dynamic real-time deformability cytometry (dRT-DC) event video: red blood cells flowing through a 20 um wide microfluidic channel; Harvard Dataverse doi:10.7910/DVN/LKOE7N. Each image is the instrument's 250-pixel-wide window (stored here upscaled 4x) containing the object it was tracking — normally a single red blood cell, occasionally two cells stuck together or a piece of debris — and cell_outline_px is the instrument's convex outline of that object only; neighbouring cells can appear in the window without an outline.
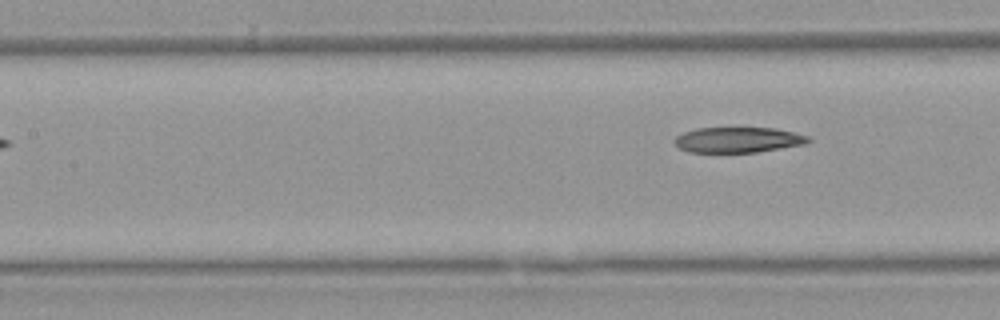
{"species": "Egyptian fruit bat (a non-hibernating species)", "species_latin": "Rousettus aegyptiacus", "temperature_condition": "warm", "stored_images_in_passage": 6, "camera_frame_rate_fps": 3000, "um_per_image_px": 0.085, "animal": {"sex": "female"}, "frame": {"image": 1, "passage_image": 6, "time_ms": 6.0, "image_size_px": [1000, 320], "cell_outline_px": [[812, 140], [804, 144], [756, 152], [688, 152], [680, 148], [672, 140], [676, 136], [684, 132], [696, 128], [776, 128], [812, 136]], "centroid_in_image_um": [62.75, 11.88], "position_along_channel_um": 144.6, "area_um2": 19.88}}